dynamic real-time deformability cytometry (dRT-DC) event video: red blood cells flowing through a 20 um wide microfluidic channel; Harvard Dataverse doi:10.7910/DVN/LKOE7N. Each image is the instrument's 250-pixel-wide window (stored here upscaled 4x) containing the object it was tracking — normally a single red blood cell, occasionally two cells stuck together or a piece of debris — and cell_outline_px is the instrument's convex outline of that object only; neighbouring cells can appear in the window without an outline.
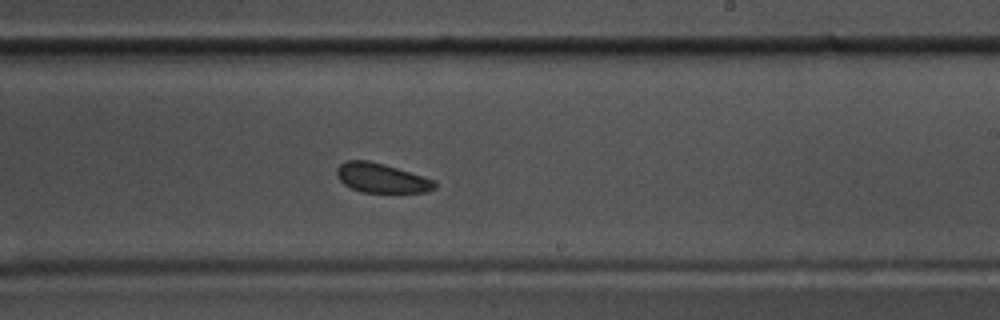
{"species": "common noctule bat (a hibernating species)", "species_latin": "Nyctalus noctula", "temperature_condition": "warm", "stored_images_in_passage": 55, "camera_frame_rate_fps": 3000, "um_per_image_px": 0.085, "animal": {"sex": "male", "body_mass_g": 17.5, "forearm_length_mm": 52.3}, "frame": {"image": 1, "passage_image": 32, "time_ms": 10.333, "image_size_px": [1000, 320], "cell_outline_px": [[436, 188], [428, 192], [360, 192], [344, 184], [336, 176], [336, 168], [340, 164], [348, 160], [368, 160], [384, 164], [436, 180]], "centroid_in_image_um": [32.43, 15.13], "position_along_channel_um": 256.6, "area_um2": 16.82}}